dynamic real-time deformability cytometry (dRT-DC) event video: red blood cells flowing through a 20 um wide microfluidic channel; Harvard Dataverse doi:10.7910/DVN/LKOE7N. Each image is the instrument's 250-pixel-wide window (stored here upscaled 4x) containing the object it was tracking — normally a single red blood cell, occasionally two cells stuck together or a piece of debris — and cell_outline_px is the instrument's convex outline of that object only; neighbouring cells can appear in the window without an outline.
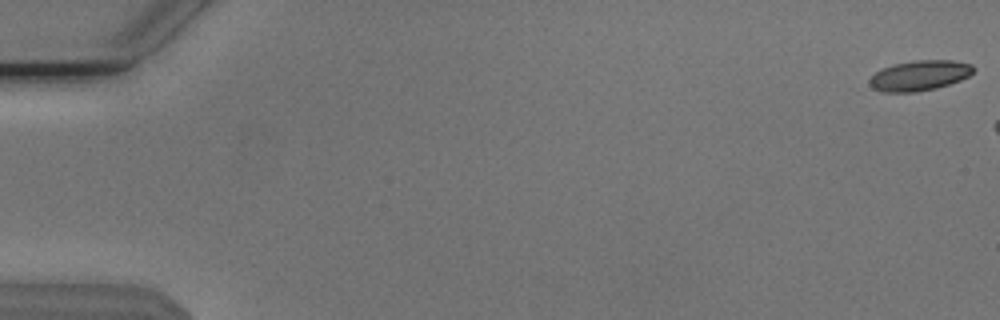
{"species": "Egyptian fruit bat (a non-hibernating species)", "species_latin": "Rousettus aegyptiacus", "temperature_condition": "cold", "stored_images_in_passage": 13, "camera_frame_rate_fps": 3000, "um_per_image_px": 0.085, "animal": {"sex": "male"}, "frame": {"image": 1, "passage_image": 1, "time_ms": 0.0, "image_size_px": [1000, 320], "cell_outline_px": [[976, 68], [968, 76], [960, 80], [936, 88], [916, 92], [880, 92], [872, 88], [868, 80], [876, 72], [884, 68], [896, 64], [916, 60], [952, 60], [972, 64]], "centroid_in_image_um": [78.17, 6.42], "position_along_channel_um": 6.8, "area_um2": 18.21}}